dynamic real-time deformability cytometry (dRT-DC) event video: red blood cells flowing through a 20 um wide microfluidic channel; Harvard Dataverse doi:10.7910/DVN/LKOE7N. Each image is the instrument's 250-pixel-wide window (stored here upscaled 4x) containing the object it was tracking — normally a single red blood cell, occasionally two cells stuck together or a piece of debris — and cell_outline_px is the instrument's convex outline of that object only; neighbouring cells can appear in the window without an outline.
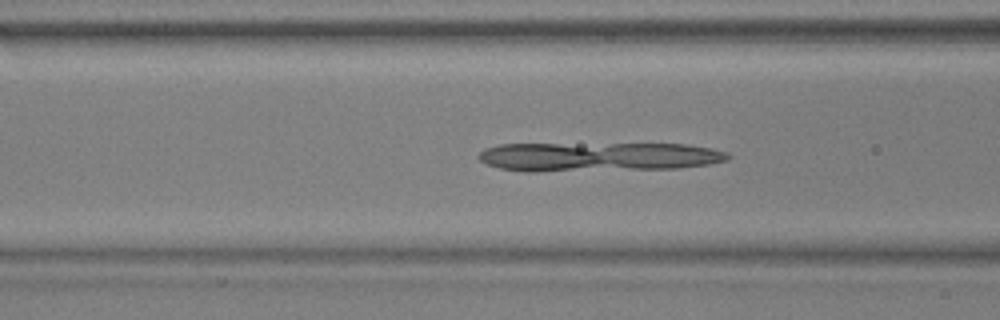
{"species": "common noctule bat (a hibernating species)", "species_latin": "Nyctalus noctula", "temperature_condition": "warm", "stored_images_in_passage": 55, "camera_frame_rate_fps": 3000, "um_per_image_px": 0.085, "animal": {"sex": "male", "body_mass_g": 17.9, "forearm_length_mm": 54.2}, "frame": {"image": 1, "passage_image": 21, "time_ms": 6.667, "image_size_px": [1000, 320], "cell_outline_px": [[732, 156], [728, 160], [708, 164], [676, 168], [536, 172], [524, 172], [500, 168], [488, 164], [480, 160], [476, 156], [484, 148], [500, 144], [688, 144], [712, 148], [728, 152]], "centroid_in_image_um": [50.84, 13.33], "position_along_channel_um": 115.8, "area_um2": 42.66}}
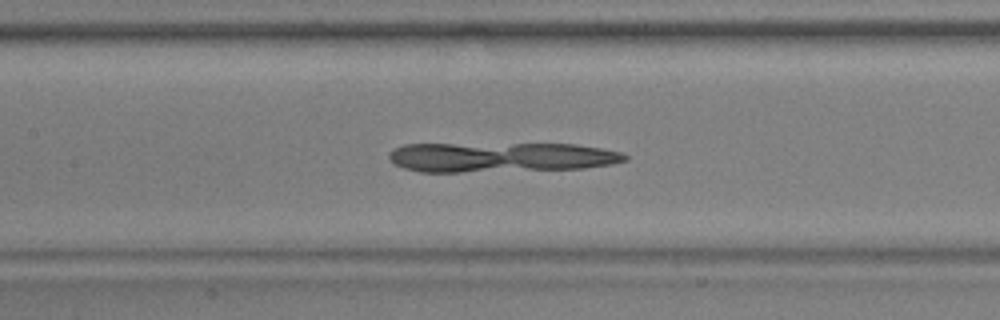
{"frame": {"image": 2, "passage_image": 25, "time_ms": 8.0, "image_size_px": [1000, 320], "cell_outline_px": [[628, 160], [612, 164], [584, 168], [460, 172], [420, 172], [404, 168], [396, 164], [388, 156], [392, 148], [404, 144], [576, 144], [600, 148], [620, 152], [628, 156]], "centroid_in_image_um": [42.55, 13.36], "position_along_channel_um": 164.8, "area_um2": 40.92}}
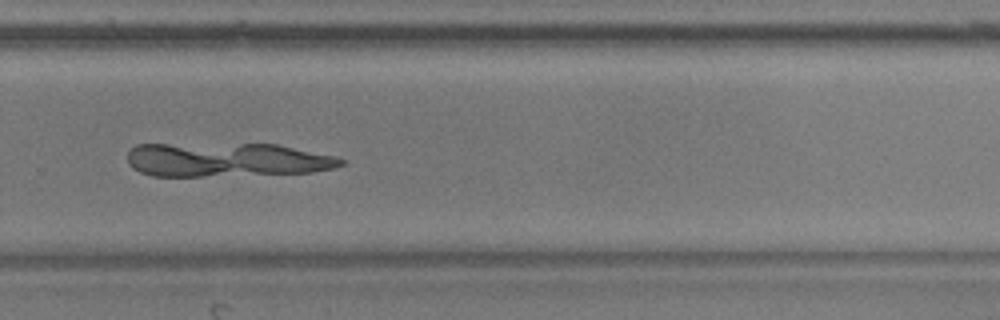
{"frame": {"image": 3, "passage_image": 37, "time_ms": 12.0, "image_size_px": [1000, 320], "cell_outline_px": [[344, 164], [336, 168], [312, 172], [200, 176], [152, 176], [140, 172], [132, 168], [128, 164], [128, 152], [136, 144], [276, 144], [336, 156], [344, 160]], "centroid_in_image_um": [19.25, 13.58], "position_along_channel_um": 310.5, "area_um2": 42.25}}